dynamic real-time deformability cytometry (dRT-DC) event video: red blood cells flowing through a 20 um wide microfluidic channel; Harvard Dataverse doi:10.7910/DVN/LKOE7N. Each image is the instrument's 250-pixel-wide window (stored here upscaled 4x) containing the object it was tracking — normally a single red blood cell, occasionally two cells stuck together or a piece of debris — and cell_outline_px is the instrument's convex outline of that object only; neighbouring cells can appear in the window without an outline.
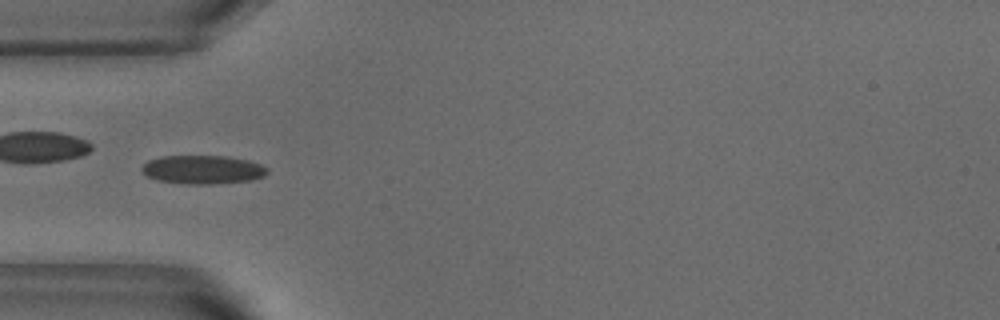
{"species": "common noctule bat (a hibernating species)", "species_latin": "Nyctalus noctula", "temperature_condition": "warm", "stored_images_in_passage": 50, "camera_frame_rate_fps": 3000, "um_per_image_px": 0.085, "animal": {"sex": "male", "body_mass_g": 18.8}, "frame": {"image": 1, "passage_image": 15, "time_ms": 4.667, "image_size_px": [1000, 320], "cell_outline_px": [[268, 172], [264, 176], [252, 180], [212, 184], [188, 184], [156, 180], [148, 176], [140, 168], [148, 160], [160, 156], [224, 156], [248, 160], [260, 164], [268, 168]], "centroid_in_image_um": [17.24, 14.41], "position_along_channel_um": 67.8, "area_um2": 20.92}, "authors_computed_cell_mechanics": {"area_um2": 20.1144, "velocity_mm_per_s": 3.811, "shape_relaxation_time_tau1_ms": 4.5928, "shape_relaxation_time_tau2_ms": 0.8558, "deformation_change_tau1": 0.1483, "deformation_change_tau2": 0.0539}}